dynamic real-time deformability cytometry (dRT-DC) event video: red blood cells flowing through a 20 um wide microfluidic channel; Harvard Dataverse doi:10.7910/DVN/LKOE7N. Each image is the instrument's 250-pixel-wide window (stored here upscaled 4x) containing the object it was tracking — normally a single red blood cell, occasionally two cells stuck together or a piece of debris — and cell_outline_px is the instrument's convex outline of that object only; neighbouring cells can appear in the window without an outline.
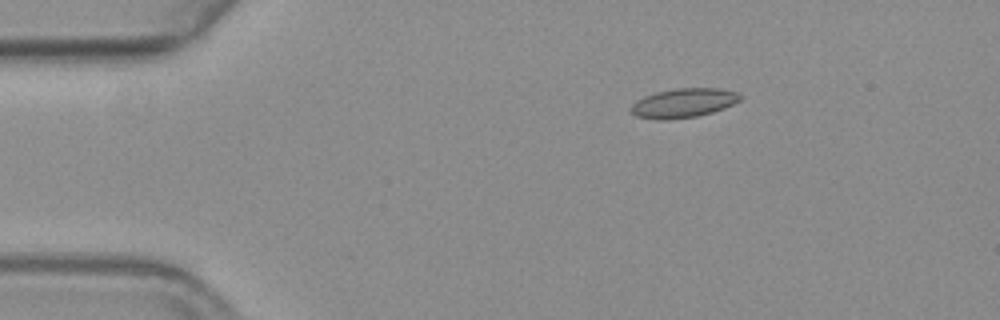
{"species": "common noctule bat (a hibernating species)", "species_latin": "Nyctalus noctula", "temperature_condition": "warm", "stored_images_in_passage": 48, "camera_frame_rate_fps": 3000, "um_per_image_px": 0.085, "animal": {"sex": "female", "body_mass_g": 19.3, "forearm_length_mm": 54.1}, "frame": {"image": 1, "passage_image": 1, "time_ms": 0.0, "image_size_px": [1000, 320], "cell_outline_px": [[744, 96], [740, 100], [724, 108], [712, 112], [696, 116], [668, 120], [656, 120], [636, 116], [628, 108], [636, 100], [644, 96], [656, 92], [676, 88], [720, 88], [736, 92]], "centroid_in_image_um": [58.07, 8.75], "position_along_channel_um": 26.9, "area_um2": 18.73}}
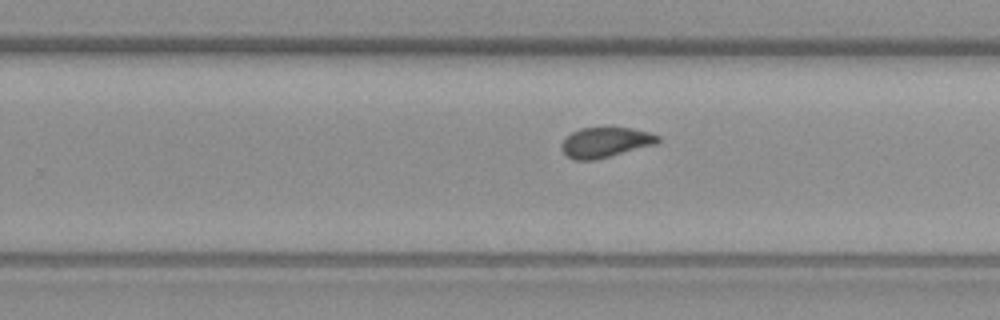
{"frame": {"image": 2, "passage_image": 27, "time_ms": 8.667, "image_size_px": [1000, 320], "cell_outline_px": [[660, 140], [656, 144], [592, 160], [572, 160], [560, 148], [560, 144], [572, 132], [580, 128], [632, 128], [648, 132], [660, 136]], "centroid_in_image_um": [51.44, 12.09], "position_along_channel_um": 278.4, "area_um2": 16.65}}
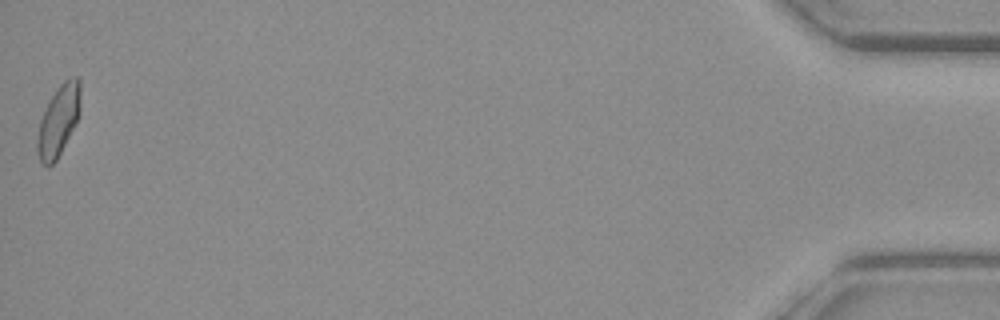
{"frame": {"image": 3, "passage_image": 48, "time_ms": 15.667, "image_size_px": [1000, 320], "cell_outline_px": [[80, 112], [56, 160], [48, 168], [40, 160], [36, 148], [36, 144], [40, 120], [44, 108], [56, 88], [64, 80], [72, 76], [76, 76], [80, 80]], "centroid_in_image_um": [4.95, 10.2], "position_along_channel_um": 430.2, "area_um2": 17.57}, "authors_computed_cell_mechanics": {"area_um2": 17.5134, "velocity_mm_per_s": 3.6394, "shape_relaxation_time_tau1_ms": 7.9022, "shape_relaxation_time_tau2_ms": 1.4155, "deformation_change_tau1": 0.1836, "deformation_change_tau2": 0.0779}}